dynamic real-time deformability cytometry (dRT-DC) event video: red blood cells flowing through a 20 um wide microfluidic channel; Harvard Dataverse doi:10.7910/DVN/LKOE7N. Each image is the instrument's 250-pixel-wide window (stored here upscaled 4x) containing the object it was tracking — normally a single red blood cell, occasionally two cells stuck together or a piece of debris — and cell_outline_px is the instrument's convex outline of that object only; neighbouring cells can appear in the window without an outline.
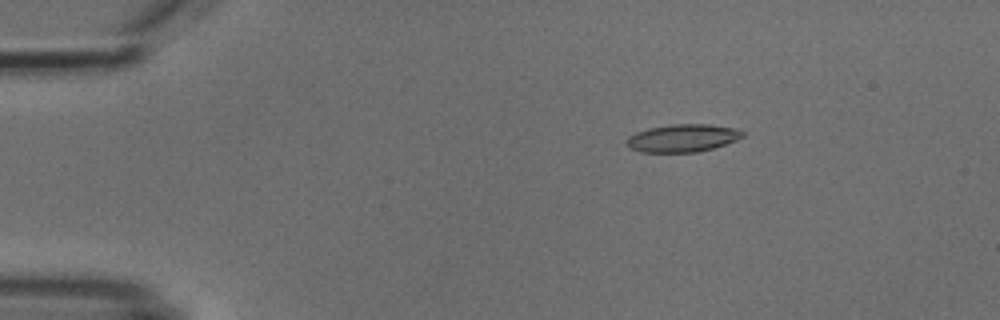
{"species": "common noctule bat (a hibernating species)", "species_latin": "Nyctalus noctula", "temperature_condition": "cold", "stored_images_in_passage": 3, "camera_frame_rate_fps": 3000, "um_per_image_px": 0.085, "animal": {"sex": "male", "body_mass_g": 18.8}, "frame": {"image": 1, "passage_image": 1, "time_ms": 0.0, "image_size_px": [1000, 320], "cell_outline_px": [[744, 136], [736, 140], [712, 148], [696, 152], [640, 152], [628, 148], [624, 144], [624, 140], [628, 136], [636, 132], [648, 128], [672, 124], [712, 124], [736, 128], [744, 132]], "centroid_in_image_um": [57.96, 11.73], "position_along_channel_um": 27.0, "area_um2": 18.96}}